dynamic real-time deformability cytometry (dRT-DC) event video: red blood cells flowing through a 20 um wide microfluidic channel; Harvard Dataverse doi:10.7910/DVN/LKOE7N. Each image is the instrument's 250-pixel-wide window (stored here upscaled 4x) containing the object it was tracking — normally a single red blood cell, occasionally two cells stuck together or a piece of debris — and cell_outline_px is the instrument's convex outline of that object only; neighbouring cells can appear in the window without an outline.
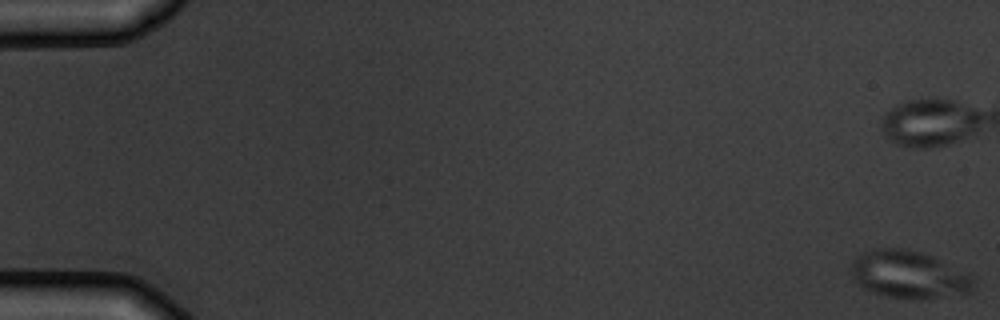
{"species": "common noctule bat (a hibernating species)", "species_latin": "Nyctalus noctula", "temperature_condition": "warm", "stored_images_in_passage": 6, "camera_frame_rate_fps": 3000, "um_per_image_px": 0.085, "animal": {"sex": "male", "body_mass_g": 19.5, "forearm_length_mm": 54.6}, "frame": {"image": 1, "passage_image": 1, "time_ms": 0.0, "image_size_px": [1000, 320], "cell_outline_px": [[976, 284], [968, 292], [920, 300], [912, 300], [888, 296], [864, 288], [856, 284], [848, 268], [852, 260], [856, 256], [872, 248], [904, 248], [920, 252], [972, 276]], "centroid_in_image_um": [77.15, 23.34], "position_along_channel_um": 7.8, "area_um2": 33.7}}